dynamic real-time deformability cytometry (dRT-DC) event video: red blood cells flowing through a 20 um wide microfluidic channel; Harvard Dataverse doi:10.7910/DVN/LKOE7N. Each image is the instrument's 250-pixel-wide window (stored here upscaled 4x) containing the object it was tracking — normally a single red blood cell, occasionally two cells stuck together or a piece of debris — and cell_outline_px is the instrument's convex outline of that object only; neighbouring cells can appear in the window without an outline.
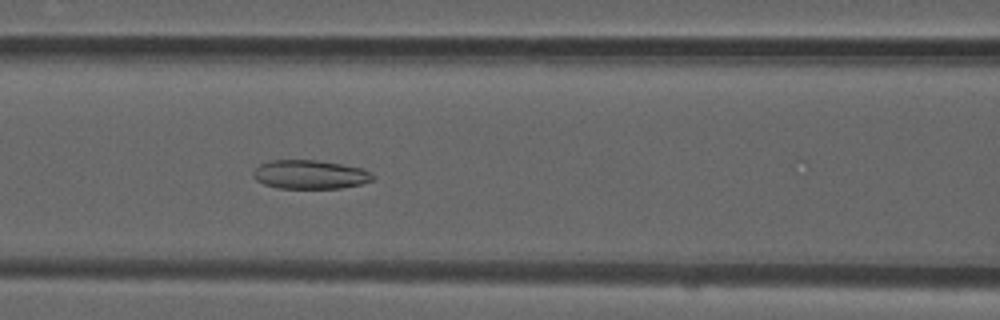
{"species": "common noctule bat (a hibernating species)", "species_latin": "Nyctalus noctula", "temperature_condition": "room temperature", "stored_images_in_passage": 31, "camera_frame_rate_fps": 3000, "um_per_image_px": 0.085, "animal": {"sex": "male", "forearm_length_mm": 52.5}, "frame": {"image": 1, "passage_image": 22, "time_ms": 7.0, "image_size_px": [1000, 320], "cell_outline_px": [[376, 176], [372, 180], [360, 184], [340, 188], [276, 188], [264, 184], [256, 180], [252, 176], [252, 172], [260, 164], [272, 160], [316, 160], [340, 164], [360, 168], [372, 172]], "centroid_in_image_um": [26.33, 14.83], "position_along_channel_um": 140.3, "area_um2": 20.06}}
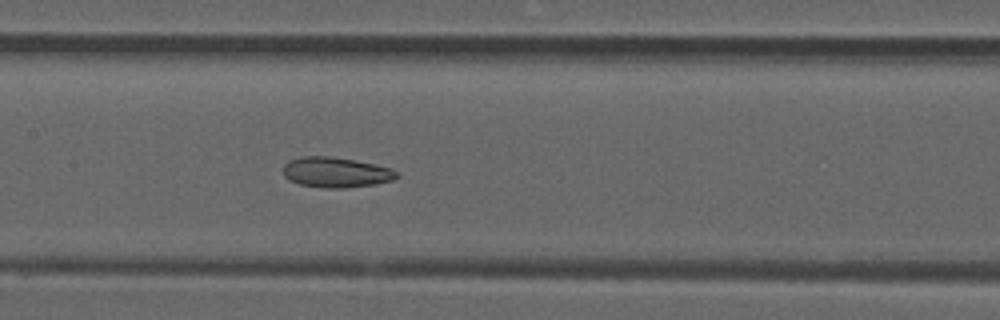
{"frame": {"image": 2, "passage_image": 25, "time_ms": 8.0, "image_size_px": [1000, 320], "cell_outline_px": [[400, 176], [392, 180], [376, 184], [344, 188], [324, 188], [300, 184], [288, 180], [284, 176], [284, 164], [288, 160], [300, 156], [328, 156], [352, 160], [392, 168], [400, 172]], "centroid_in_image_um": [28.56, 14.65], "position_along_channel_um": 178.8, "area_um2": 20.11}}
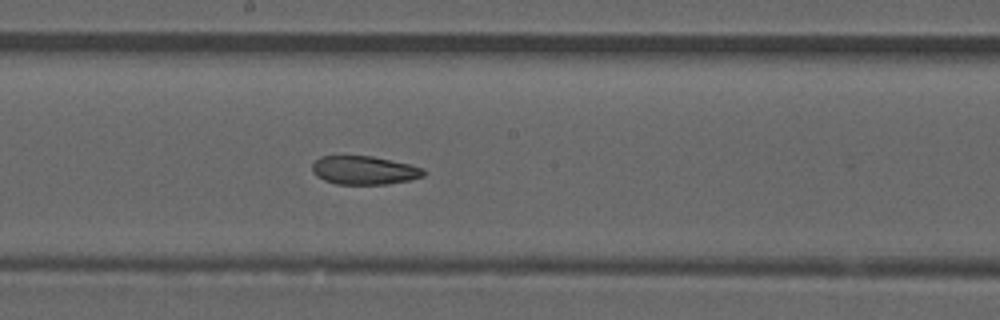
{"frame": {"image": 3, "passage_image": 28, "time_ms": 9.0, "image_size_px": [1000, 320], "cell_outline_px": [[424, 176], [408, 180], [388, 184], [336, 184], [324, 180], [316, 176], [312, 172], [312, 164], [320, 156], [372, 156], [412, 164], [424, 168]], "centroid_in_image_um": [30.96, 14.47], "position_along_channel_um": 217.2, "area_um2": 18.61}}